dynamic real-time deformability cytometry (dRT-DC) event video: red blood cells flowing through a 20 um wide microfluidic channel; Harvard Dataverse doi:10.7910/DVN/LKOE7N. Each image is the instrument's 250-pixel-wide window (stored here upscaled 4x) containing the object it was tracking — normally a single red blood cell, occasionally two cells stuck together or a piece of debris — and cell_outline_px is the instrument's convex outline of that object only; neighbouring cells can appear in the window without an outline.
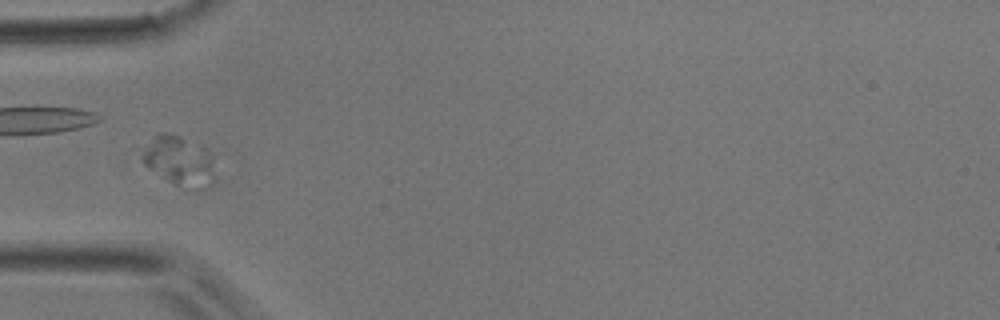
{"species": "common noctule bat (a hibernating species)", "species_latin": "Nyctalus noctula", "temperature_condition": "room temperature", "stored_images_in_passage": 42, "camera_frame_rate_fps": 3000, "um_per_image_px": 0.085, "animal": {"sex": "male", "body_mass_g": 17.9}, "frame": {"image": 1, "passage_image": 11, "time_ms": 3.333, "image_size_px": [1000, 320], "cell_outline_px": [[216, 176], [204, 188], [200, 188], [172, 184], [144, 164], [144, 152], [156, 132], [168, 132], [176, 136], [212, 156]], "centroid_in_image_um": [15.23, 13.71], "position_along_channel_um": 69.8, "area_um2": 19.77}}
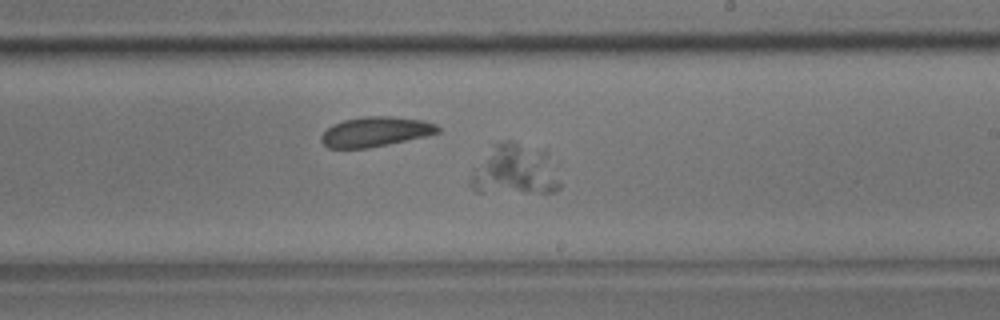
{"frame": {"image": 2, "passage_image": 23, "time_ms": 7.333, "image_size_px": [1000, 320], "cell_outline_px": [[560, 188], [556, 192], [476, 192], [472, 188], [472, 176], [476, 168], [496, 144], [504, 140], [512, 140], [560, 180]], "centroid_in_image_um": [43.57, 14.62], "position_along_channel_um": 245.4, "area_um2": 22.66}}
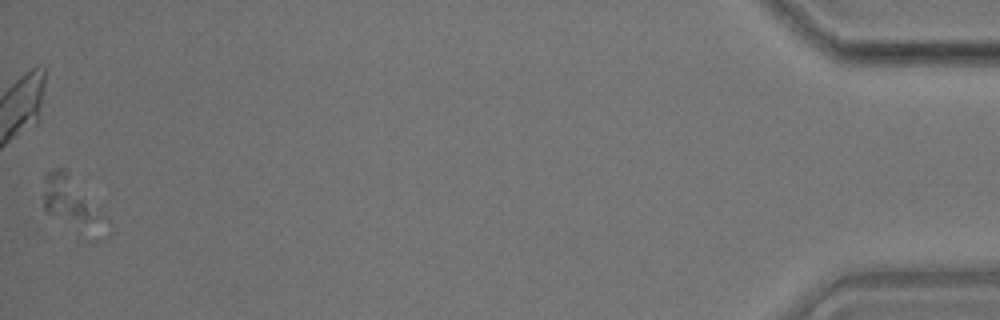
{"frame": {"image": 3, "passage_image": 42, "time_ms": 13.667, "image_size_px": [1000, 320], "cell_outline_px": [[92, 216], [84, 220], [48, 212], [44, 208], [44, 176], [48, 172], [56, 168], [64, 168], [68, 172], [84, 200]], "centroid_in_image_um": [5.42, 16.63], "position_along_channel_um": 429.8, "area_um2": 11.85}}